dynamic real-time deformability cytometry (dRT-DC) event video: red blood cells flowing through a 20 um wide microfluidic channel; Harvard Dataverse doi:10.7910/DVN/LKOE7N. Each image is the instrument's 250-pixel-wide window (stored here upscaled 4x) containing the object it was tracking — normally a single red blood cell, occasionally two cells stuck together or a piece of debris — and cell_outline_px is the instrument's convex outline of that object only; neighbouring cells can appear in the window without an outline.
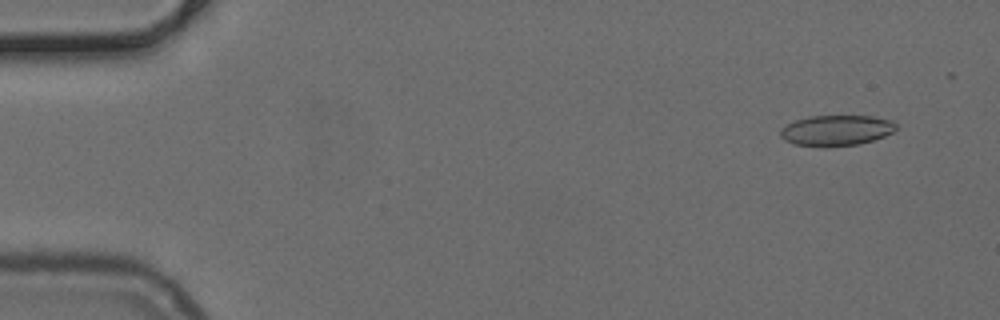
{"species": "common noctule bat (a hibernating species)", "species_latin": "Nyctalus noctula", "temperature_condition": "cold", "stored_images_in_passage": 16, "camera_frame_rate_fps": 3000, "um_per_image_px": 0.085, "animal": {"sex": "female", "body_mass_g": 24.6, "forearm_length_mm": 56.2}, "frame": {"image": 1, "passage_image": 4, "time_ms": 1.0, "image_size_px": [1000, 320], "cell_outline_px": [[896, 128], [892, 132], [884, 136], [860, 144], [792, 144], [784, 140], [780, 136], [780, 128], [796, 120], [808, 116], [872, 116], [892, 120], [896, 124]], "centroid_in_image_um": [71.09, 11.04], "position_along_channel_um": 13.9, "area_um2": 19.94}}
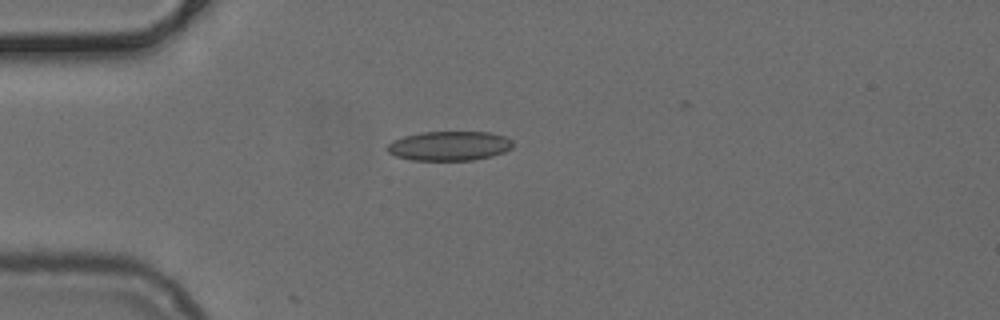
{"frame": {"image": 2, "passage_image": 14, "time_ms": 4.333, "image_size_px": [1000, 320], "cell_outline_px": [[512, 148], [504, 152], [492, 156], [472, 160], [412, 160], [396, 156], [388, 152], [388, 144], [392, 140], [404, 136], [420, 132], [488, 132], [504, 136], [512, 140]], "centroid_in_image_um": [38.19, 12.4], "position_along_channel_um": 46.8, "area_um2": 21.5}}